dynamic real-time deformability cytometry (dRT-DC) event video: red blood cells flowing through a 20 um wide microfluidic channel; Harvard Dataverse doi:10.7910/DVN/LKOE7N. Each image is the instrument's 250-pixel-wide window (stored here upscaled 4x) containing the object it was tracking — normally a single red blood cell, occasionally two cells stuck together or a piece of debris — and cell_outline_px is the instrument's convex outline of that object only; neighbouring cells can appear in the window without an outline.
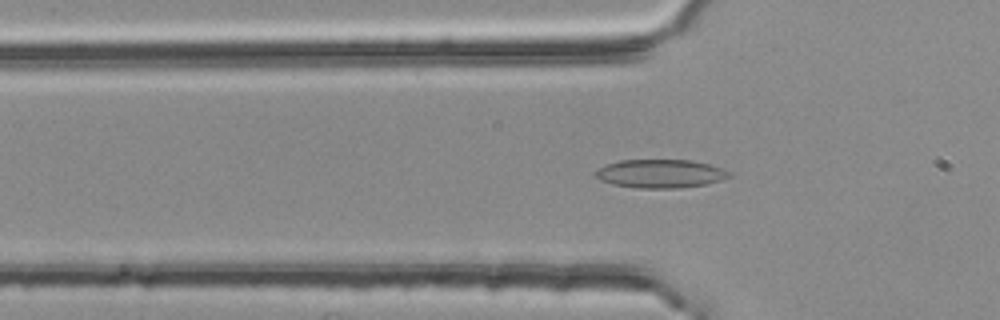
{"species": "common noctule bat (a hibernating species)", "species_latin": "Nyctalus noctula", "temperature_condition": "room temperature", "stored_images_in_passage": 43, "camera_frame_rate_fps": 3000, "um_per_image_px": 0.085, "animal": {"sex": "female", "body_mass_g": 25.1}, "frame": {"image": 1, "passage_image": 6, "time_ms": 1.667, "image_size_px": [1000, 320], "cell_outline_px": [[732, 176], [720, 180], [704, 184], [680, 188], [636, 188], [612, 184], [600, 180], [592, 176], [592, 172], [608, 164], [620, 160], [692, 160], [708, 164], [732, 172]], "centroid_in_image_um": [56.09, 14.76], "position_along_channel_um": 69.7, "area_um2": 22.25}}
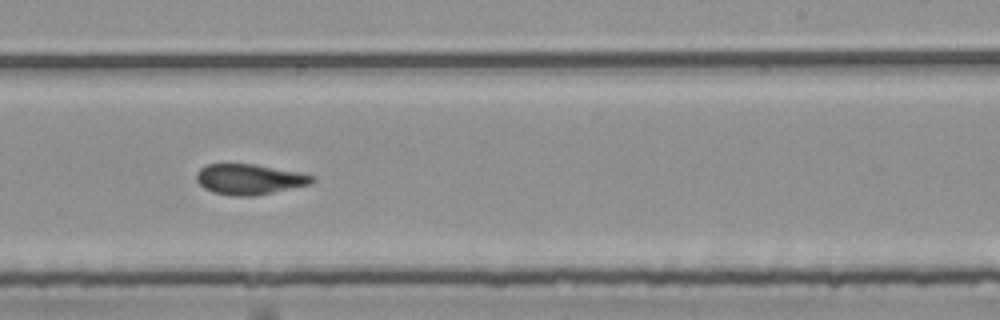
{"frame": {"image": 2, "passage_image": 22, "time_ms": 7.0, "image_size_px": [1000, 320], "cell_outline_px": [[316, 180], [312, 184], [252, 196], [232, 196], [212, 192], [204, 188], [196, 180], [196, 172], [204, 164], [256, 164], [300, 172], [316, 176]], "centroid_in_image_um": [21.21, 15.23], "position_along_channel_um": 267.8, "area_um2": 20.75}}
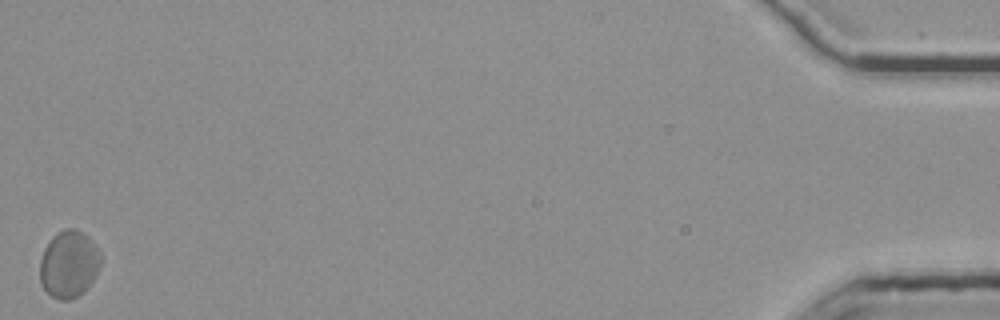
{"frame": {"image": 3, "passage_image": 43, "time_ms": 14.0, "image_size_px": [1000, 320], "cell_outline_px": [[100, 264], [92, 280], [84, 292], [72, 300], [60, 300], [52, 296], [40, 284], [40, 260], [44, 248], [52, 236], [56, 232], [64, 228], [76, 228], [84, 232], [92, 240], [100, 252]], "centroid_in_image_um": [5.84, 22.43], "position_along_channel_um": 429.4, "area_um2": 23.99}, "authors_computed_cell_mechanics": {"area_um2": 20.9814, "velocity_mm_per_s": 3.7241, "shape_relaxation_time_tau1_ms": null, "shape_relaxation_time_tau2_ms": 2.0493, "deformation_change_tau1": null, "deformation_change_tau2": 0.0736}}